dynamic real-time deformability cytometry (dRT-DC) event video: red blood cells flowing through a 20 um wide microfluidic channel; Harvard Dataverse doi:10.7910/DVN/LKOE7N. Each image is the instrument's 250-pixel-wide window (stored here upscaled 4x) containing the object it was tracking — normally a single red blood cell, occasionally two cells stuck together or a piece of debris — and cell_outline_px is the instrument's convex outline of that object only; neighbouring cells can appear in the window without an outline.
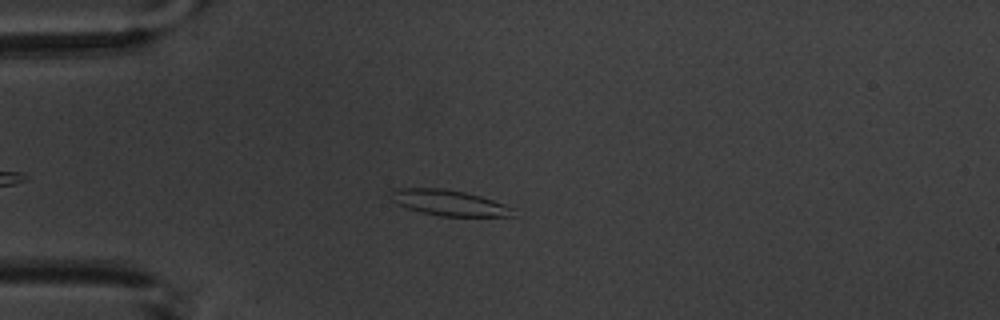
{"species": "common noctule bat (a hibernating species)", "species_latin": "Nyctalus noctula", "temperature_condition": "warm", "stored_images_in_passage": 6, "camera_frame_rate_fps": 3000, "um_per_image_px": 0.085, "animal": {"sex": "male", "body_mass_g": 20.1, "forearm_length_mm": 53.5}, "frame": {"image": 1, "passage_image": 4, "time_ms": 3.667, "image_size_px": [1000, 320], "cell_outline_px": [[516, 216], [440, 216], [420, 212], [396, 204], [392, 200], [388, 192], [392, 188], [444, 188], [464, 192], [480, 196], [516, 208]], "centroid_in_image_um": [38.15, 17.23], "position_along_channel_um": 46.8, "area_um2": 18.55}}